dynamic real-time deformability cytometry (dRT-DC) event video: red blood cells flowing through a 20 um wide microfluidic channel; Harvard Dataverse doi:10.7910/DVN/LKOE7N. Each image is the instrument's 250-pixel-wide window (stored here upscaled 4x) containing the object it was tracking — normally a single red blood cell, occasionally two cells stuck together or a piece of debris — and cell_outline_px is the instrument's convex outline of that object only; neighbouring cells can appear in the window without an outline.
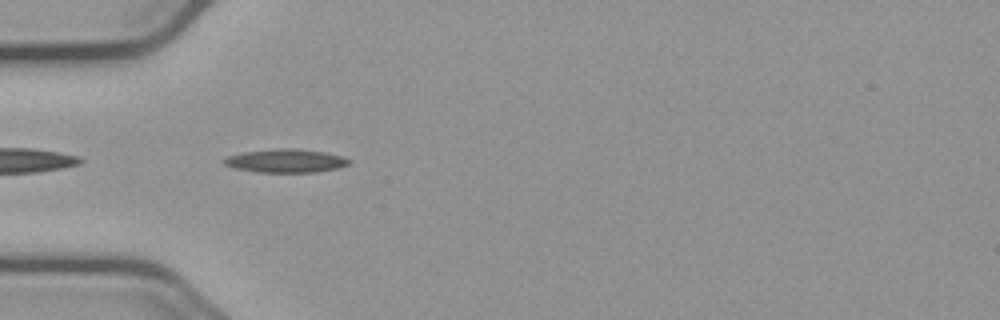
{"species": "common noctule bat (a hibernating species)", "species_latin": "Nyctalus noctula", "temperature_condition": "cold", "stored_images_in_passage": 40, "camera_frame_rate_fps": 3000, "um_per_image_px": 0.085, "animal": {"sex": "male", "body_mass_g": 23.1, "forearm_length_mm": 52.7}, "frame": {"image": 1, "passage_image": 2, "time_ms": 0.333, "image_size_px": [1000, 320], "cell_outline_px": [[352, 160], [348, 164], [336, 168], [316, 172], [260, 172], [236, 168], [224, 164], [224, 160], [228, 156], [244, 152], [280, 148], [292, 148], [324, 152], [344, 156]], "centroid_in_image_um": [24.34, 13.66], "position_along_channel_um": 60.7, "area_um2": 16.82}}
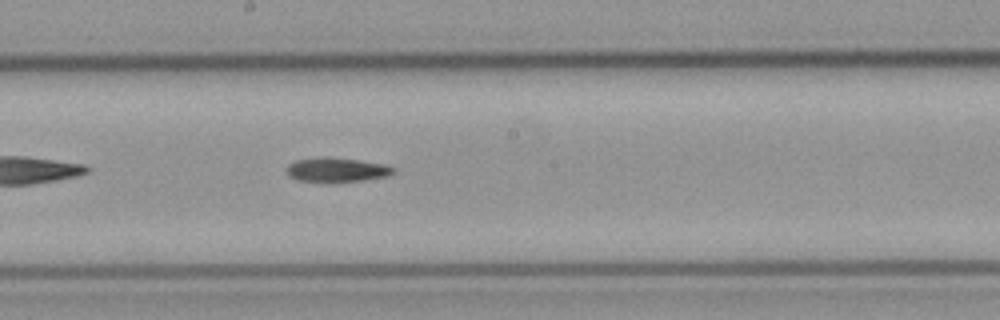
{"frame": {"image": 2, "passage_image": 15, "time_ms": 4.667, "image_size_px": [1000, 320], "cell_outline_px": [[396, 168], [388, 176], [364, 180], [328, 184], [300, 180], [288, 176], [288, 164], [296, 160], [320, 156], [328, 156], [384, 164]], "centroid_in_image_um": [28.59, 14.45], "position_along_channel_um": 219.6, "area_um2": 15.49}}
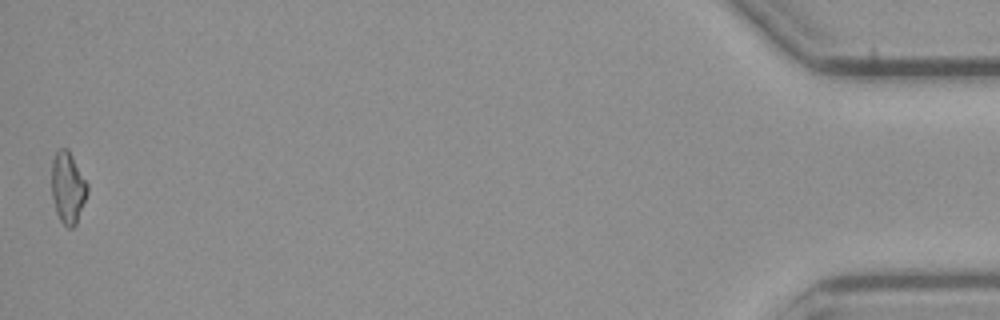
{"frame": {"image": 3, "passage_image": 40, "time_ms": 13.0, "image_size_px": [1000, 320], "cell_outline_px": [[88, 192], [76, 224], [72, 228], [68, 228], [60, 220], [56, 212], [52, 196], [52, 160], [56, 152], [60, 148], [68, 148], [88, 184]], "centroid_in_image_um": [5.77, 15.94], "position_along_channel_um": 429.4, "area_um2": 14.85}, "authors_computed_cell_mechanics": {"area_um2": 15.1147, "velocity_mm_per_s": 3.7071, "shape_relaxation_time_tau1_ms": 11.1378, "shape_relaxation_time_tau2_ms": null, "deformation_change_tau1": 0.2328, "deformation_change_tau2": null}}